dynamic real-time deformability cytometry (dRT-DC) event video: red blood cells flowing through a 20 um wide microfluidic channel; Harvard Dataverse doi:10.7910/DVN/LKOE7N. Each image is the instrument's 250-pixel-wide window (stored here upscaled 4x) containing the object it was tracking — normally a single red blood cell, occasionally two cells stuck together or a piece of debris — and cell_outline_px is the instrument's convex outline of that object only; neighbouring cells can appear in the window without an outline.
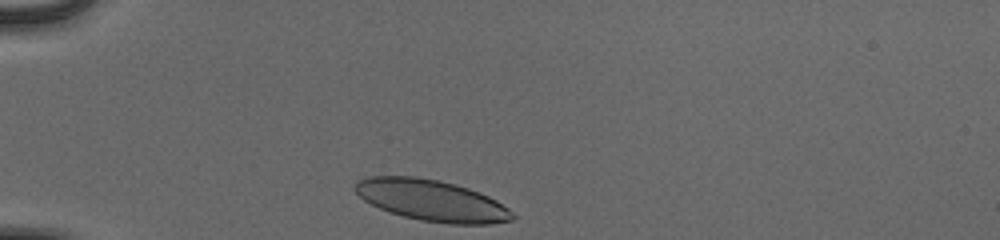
{"species": "human", "species_latin": "Homo sapiens", "temperature_condition": "cold", "stored_images_in_passage": 32, "camera_frame_rate_fps": 3000, "um_per_image_px": 0.085, "donor": {"sex": "male"}, "frame": {"image": 1, "passage_image": 1, "time_ms": 0.0, "image_size_px": [1000, 240], "cell_outline_px": [[516, 216], [512, 220], [488, 224], [448, 224], [420, 220], [388, 212], [364, 200], [352, 188], [360, 180], [368, 176], [416, 176], [456, 184], [468, 188], [488, 196], [496, 200], [508, 208]], "centroid_in_image_um": [36.69, 17.04], "position_along_channel_um": 48.3, "area_um2": 37.69}}
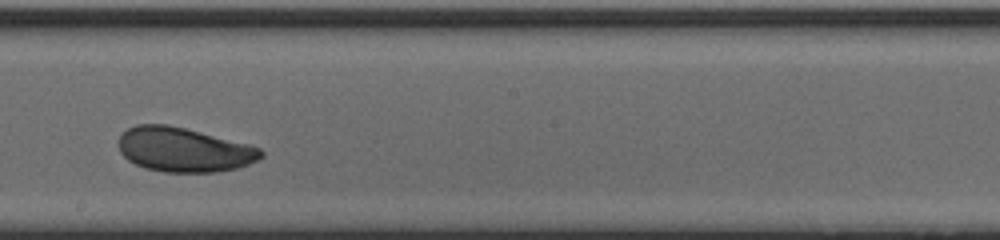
{"frame": {"image": 2, "passage_image": 18, "time_ms": 5.667, "image_size_px": [1000, 240], "cell_outline_px": [[264, 156], [248, 164], [236, 168], [216, 172], [164, 172], [144, 168], [128, 160], [120, 152], [120, 136], [128, 128], [136, 124], [168, 124], [248, 144], [260, 148], [264, 152]], "centroid_in_image_um": [15.62, 12.73], "position_along_channel_um": 232.6, "area_um2": 36.59}}
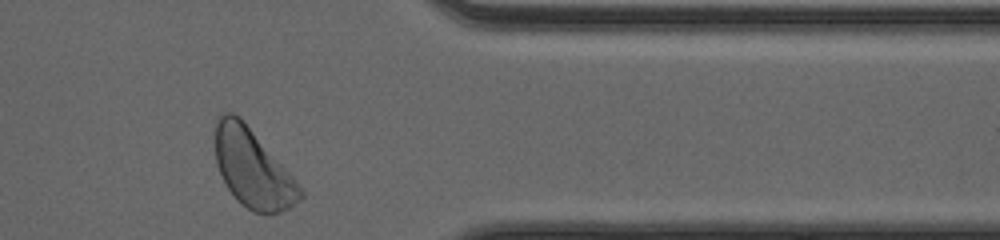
{"frame": {"image": 3, "passage_image": 31, "time_ms": 10.0, "image_size_px": [1000, 240], "cell_outline_px": [[304, 196], [300, 200], [288, 208], [280, 212], [252, 212], [236, 200], [228, 188], [216, 164], [216, 116], [224, 112], [232, 112], [248, 128], [292, 176], [304, 192]], "centroid_in_image_um": [21.46, 14.35], "position_along_channel_um": 389.9, "area_um2": 37.51}, "authors_computed_cell_mechanics": {"area_um2": 37.2232, "velocity_mm_per_s": 3.849, "shape_relaxation_time_tau1_ms": 2.7515, "shape_relaxation_time_tau2_ms": null, "deformation_change_tau1": 0.119, "deformation_change_tau2": null}}